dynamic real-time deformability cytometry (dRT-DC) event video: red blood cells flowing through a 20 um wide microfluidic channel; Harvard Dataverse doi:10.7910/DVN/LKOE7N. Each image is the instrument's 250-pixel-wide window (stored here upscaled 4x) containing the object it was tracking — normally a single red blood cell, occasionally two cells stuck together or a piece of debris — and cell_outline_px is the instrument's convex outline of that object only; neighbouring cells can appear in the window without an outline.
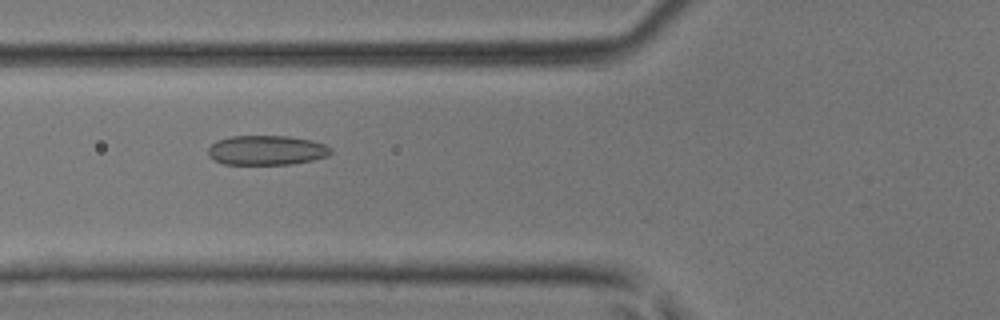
{"species": "common noctule bat (a hibernating species)", "species_latin": "Nyctalus noctula", "temperature_condition": "room temperature", "stored_images_in_passage": 42, "camera_frame_rate_fps": 3000, "um_per_image_px": 0.085, "animal": {"sex": "male", "body_mass_g": 17.9, "forearm_length_mm": 54.2}, "frame": {"image": 1, "passage_image": 18, "time_ms": 5.667, "image_size_px": [1000, 320], "cell_outline_px": [[332, 152], [328, 156], [312, 160], [292, 164], [224, 164], [208, 156], [208, 148], [216, 140], [232, 136], [288, 136], [312, 140], [324, 144], [332, 148]], "centroid_in_image_um": [22.67, 12.76], "position_along_channel_um": 103.1, "area_um2": 21.21}}
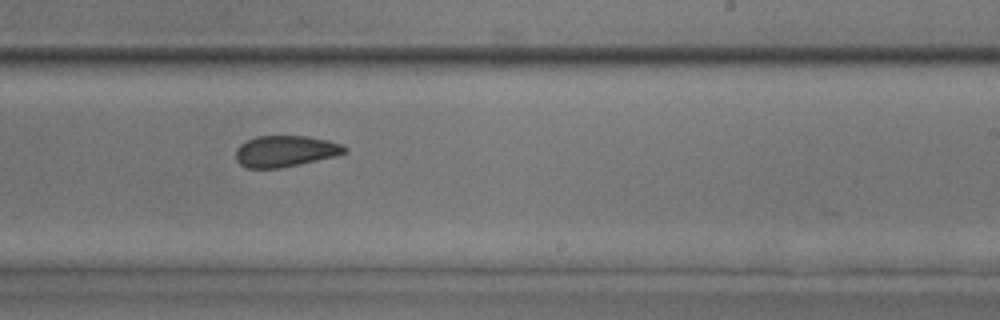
{"frame": {"image": 2, "passage_image": 29, "time_ms": 9.333, "image_size_px": [1000, 320], "cell_outline_px": [[348, 152], [336, 156], [280, 168], [248, 168], [240, 164], [236, 160], [236, 148], [240, 144], [256, 136], [308, 136], [328, 140], [344, 144], [348, 148]], "centroid_in_image_um": [24.29, 12.84], "position_along_channel_um": 264.7, "area_um2": 19.94}}
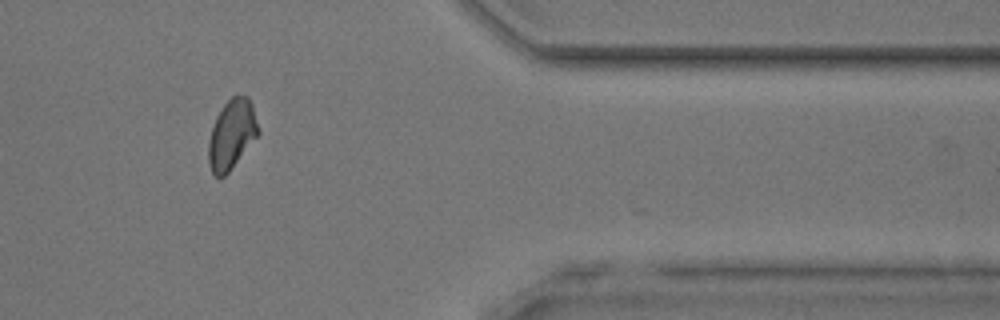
{"frame": {"image": 3, "passage_image": 39, "time_ms": 12.667, "image_size_px": [1000, 320], "cell_outline_px": [[260, 132], [228, 172], [224, 176], [216, 176], [212, 172], [208, 164], [208, 144], [212, 128], [216, 116], [224, 104], [232, 96], [248, 96], [252, 104], [260, 128]], "centroid_in_image_um": [19.7, 11.4], "position_along_channel_um": 391.7, "area_um2": 19.94}}